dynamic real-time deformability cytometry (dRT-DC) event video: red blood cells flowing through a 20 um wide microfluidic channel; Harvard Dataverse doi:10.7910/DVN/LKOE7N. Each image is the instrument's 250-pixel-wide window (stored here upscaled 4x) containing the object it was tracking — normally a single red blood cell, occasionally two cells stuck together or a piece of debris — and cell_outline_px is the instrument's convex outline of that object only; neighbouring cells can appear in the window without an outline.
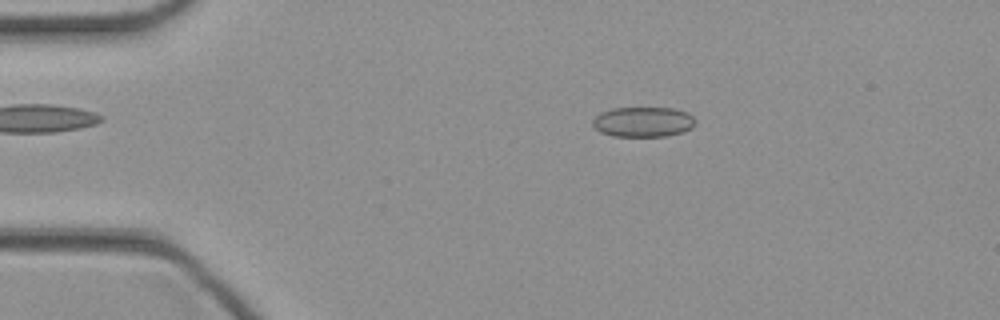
{"species": "common noctule bat (a hibernating species)", "species_latin": "Nyctalus noctula", "temperature_condition": "cold", "stored_images_in_passage": 45, "camera_frame_rate_fps": 3000, "um_per_image_px": 0.085, "animal": {"sex": "female", "body_mass_g": 21.9}, "frame": {"image": 1, "passage_image": 8, "time_ms": 2.333, "image_size_px": [1000, 320], "cell_outline_px": [[696, 124], [692, 128], [684, 132], [664, 136], [612, 136], [600, 132], [592, 124], [592, 120], [600, 112], [612, 108], [672, 108], [684, 112], [692, 116], [696, 120]], "centroid_in_image_um": [54.66, 10.36], "position_along_channel_um": 30.3, "area_um2": 18.03}}
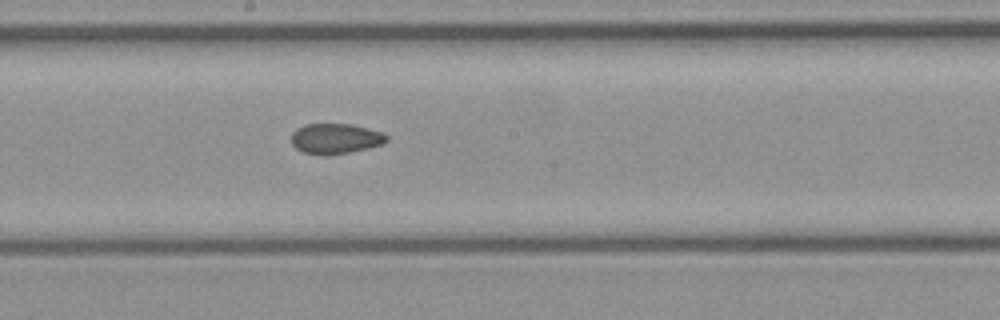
{"frame": {"image": 2, "passage_image": 24, "time_ms": 7.667, "image_size_px": [1000, 320], "cell_outline_px": [[388, 140], [384, 144], [368, 148], [348, 152], [324, 156], [304, 152], [296, 148], [292, 144], [292, 132], [296, 128], [304, 124], [352, 124], [384, 132], [388, 136]], "centroid_in_image_um": [28.53, 11.78], "position_along_channel_um": 219.7, "area_um2": 16.99}}
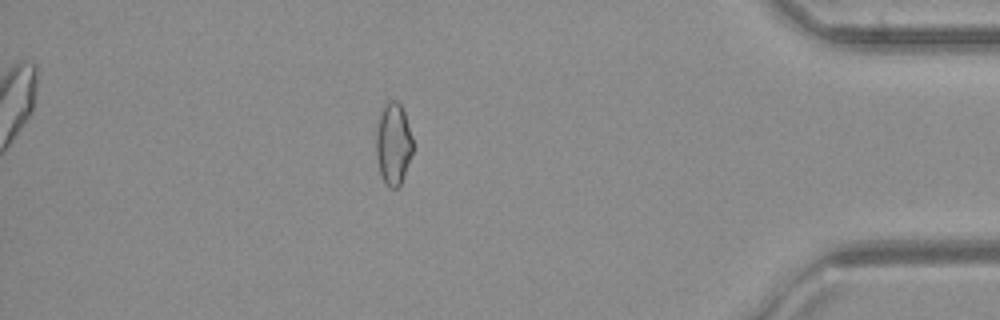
{"frame": {"image": 3, "passage_image": 39, "time_ms": 12.667, "image_size_px": [1000, 320], "cell_outline_px": [[412, 152], [400, 188], [388, 188], [380, 176], [376, 156], [376, 132], [380, 116], [384, 104], [388, 100], [396, 100], [400, 104], [404, 112], [412, 136]], "centroid_in_image_um": [33.42, 12.27], "position_along_channel_um": 401.8, "area_um2": 17.63}}